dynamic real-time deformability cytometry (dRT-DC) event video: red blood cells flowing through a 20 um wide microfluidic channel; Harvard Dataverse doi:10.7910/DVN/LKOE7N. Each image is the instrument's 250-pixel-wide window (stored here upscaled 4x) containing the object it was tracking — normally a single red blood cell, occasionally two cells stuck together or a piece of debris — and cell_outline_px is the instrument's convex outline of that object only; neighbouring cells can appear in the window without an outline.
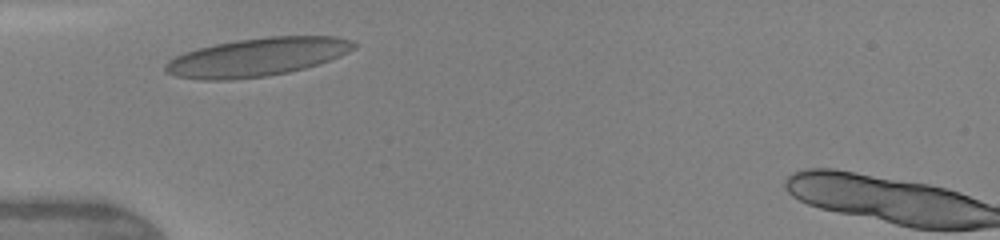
{"species": "human", "species_latin": "Homo sapiens", "temperature_condition": "warm", "stored_images_in_passage": 5, "camera_frame_rate_fps": 3000, "um_per_image_px": 0.085, "donor": {"sex": "female"}, "frame": {"image": 1, "passage_image": 1, "time_ms": 0.0, "image_size_px": [1000, 240], "cell_outline_px": [[356, 48], [340, 56], [304, 68], [288, 72], [268, 76], [232, 80], [204, 80], [176, 76], [168, 72], [164, 68], [164, 64], [168, 60], [184, 52], [196, 48], [236, 40], [268, 36], [336, 36], [352, 40], [356, 44]], "centroid_in_image_um": [21.85, 4.85], "position_along_channel_um": 63.1, "area_um2": 42.08}}